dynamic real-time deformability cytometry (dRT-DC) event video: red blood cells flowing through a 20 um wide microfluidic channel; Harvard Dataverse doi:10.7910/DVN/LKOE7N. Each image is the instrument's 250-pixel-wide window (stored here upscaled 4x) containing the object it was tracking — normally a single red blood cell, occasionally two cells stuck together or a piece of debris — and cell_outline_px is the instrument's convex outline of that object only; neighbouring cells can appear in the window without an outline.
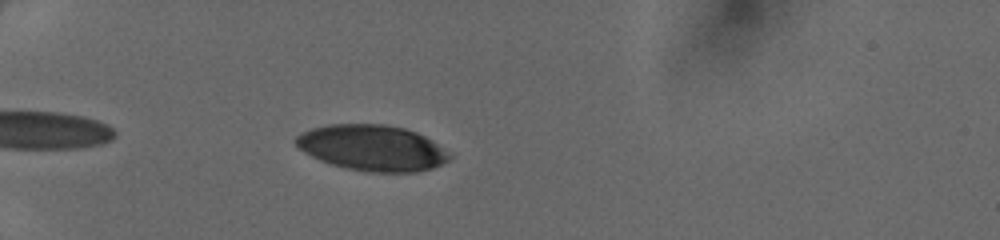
{"species": "human", "species_latin": "Homo sapiens", "temperature_condition": "cold", "stored_images_in_passage": 33, "camera_frame_rate_fps": 3000, "um_per_image_px": 0.085, "donor": {"sex": "female"}, "frame": {"image": 1, "passage_image": 4, "time_ms": 1.0, "image_size_px": [1000, 240], "cell_outline_px": [[452, 156], [448, 160], [432, 168], [416, 172], [368, 172], [348, 168], [332, 164], [320, 160], [304, 152], [296, 144], [296, 136], [312, 128], [328, 124], [384, 124], [404, 128], [416, 132], [432, 140]], "centroid_in_image_um": [31.64, 12.56], "position_along_channel_um": 53.4, "area_um2": 40.63}}
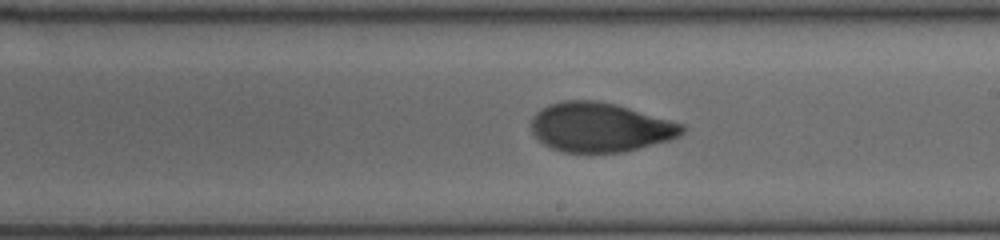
{"frame": {"image": 2, "passage_image": 19, "time_ms": 6.0, "image_size_px": [1000, 240], "cell_outline_px": [[684, 132], [668, 140], [624, 152], [564, 152], [552, 148], [544, 144], [532, 132], [532, 116], [540, 108], [548, 104], [564, 100], [596, 100], [616, 104], [684, 124]], "centroid_in_image_um": [50.98, 10.8], "position_along_channel_um": 238.0, "area_um2": 43.18}}
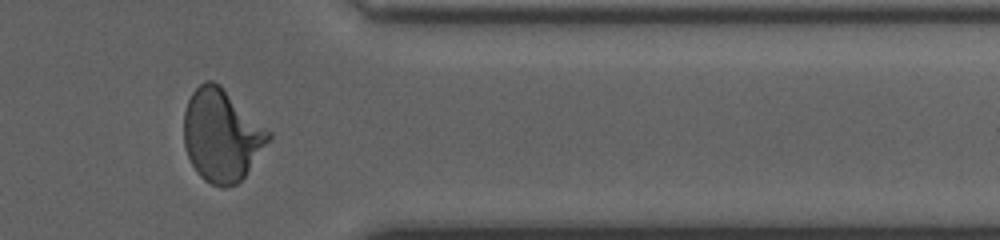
{"frame": {"image": 3, "passage_image": 30, "time_ms": 9.667, "image_size_px": [1000, 240], "cell_outline_px": [[272, 136], [244, 176], [236, 184], [224, 188], [212, 184], [204, 180], [196, 172], [188, 156], [184, 144], [184, 112], [188, 100], [192, 92], [204, 80], [212, 80], [220, 84], [272, 132]], "centroid_in_image_um": [18.83, 11.48], "position_along_channel_um": 392.6, "area_um2": 45.49}}